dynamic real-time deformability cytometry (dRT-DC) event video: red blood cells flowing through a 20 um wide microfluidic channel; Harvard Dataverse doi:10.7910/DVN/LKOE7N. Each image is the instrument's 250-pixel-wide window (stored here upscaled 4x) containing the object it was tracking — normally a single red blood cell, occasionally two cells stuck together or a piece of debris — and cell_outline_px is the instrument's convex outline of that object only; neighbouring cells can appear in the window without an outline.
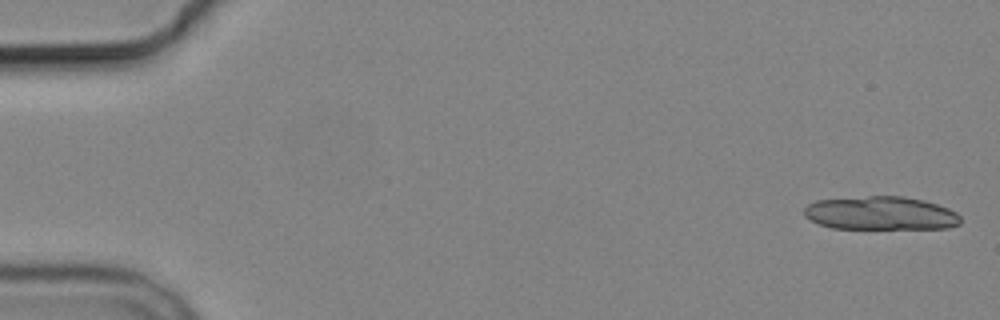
{"species": "common noctule bat (a hibernating species)", "species_latin": "Nyctalus noctula", "temperature_condition": "cold", "stored_images_in_passage": 11, "camera_frame_rate_fps": 3000, "um_per_image_px": 0.085, "animal": {"sex": "male", "body_mass_g": 19.2, "forearm_length_mm": 51.8}, "frame": {"image": 1, "passage_image": 1, "time_ms": 0.0, "image_size_px": [1000, 320], "cell_outline_px": [[960, 224], [948, 228], [832, 228], [820, 224], [804, 216], [804, 208], [808, 204], [816, 200], [868, 196], [904, 196], [924, 200], [948, 208], [956, 212], [960, 216]], "centroid_in_image_um": [74.86, 18.12], "position_along_channel_um": 10.1, "area_um2": 30.4}}
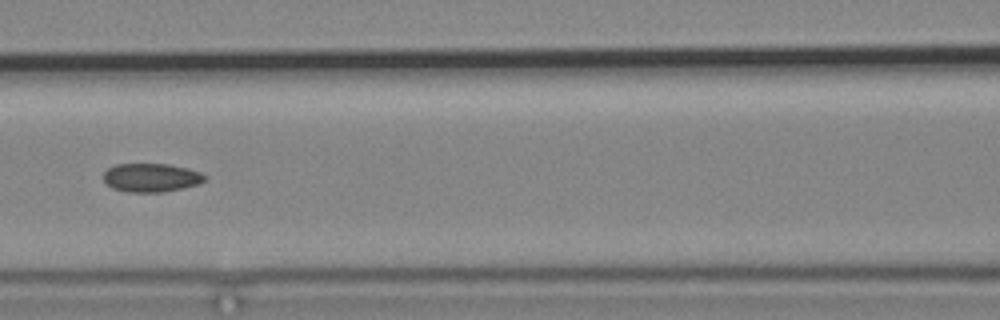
{"frame": {"image": 2, "passage_image": 7, "time_ms": 8.0, "image_size_px": [1000, 320], "cell_outline_px": [[208, 176], [200, 184], [164, 192], [128, 192], [112, 188], [104, 180], [104, 172], [108, 168], [116, 164], [168, 164], [188, 168], [200, 172]], "centroid_in_image_um": [12.87, 15.1], "position_along_channel_um": 153.7, "area_um2": 16.94}}
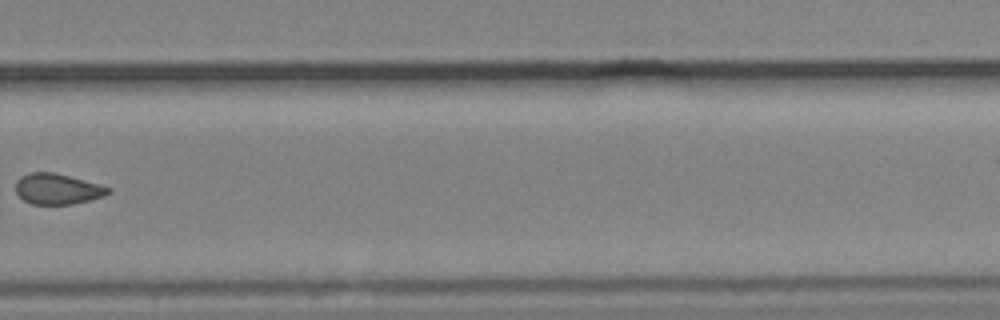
{"frame": {"image": 3, "passage_image": 11, "time_ms": 12.667, "image_size_px": [1000, 320], "cell_outline_px": [[112, 192], [104, 196], [72, 204], [32, 204], [24, 200], [16, 192], [16, 180], [20, 176], [28, 172], [52, 172], [100, 184], [112, 188]], "centroid_in_image_um": [4.89, 16.05], "position_along_channel_um": 324.9, "area_um2": 16.53}}